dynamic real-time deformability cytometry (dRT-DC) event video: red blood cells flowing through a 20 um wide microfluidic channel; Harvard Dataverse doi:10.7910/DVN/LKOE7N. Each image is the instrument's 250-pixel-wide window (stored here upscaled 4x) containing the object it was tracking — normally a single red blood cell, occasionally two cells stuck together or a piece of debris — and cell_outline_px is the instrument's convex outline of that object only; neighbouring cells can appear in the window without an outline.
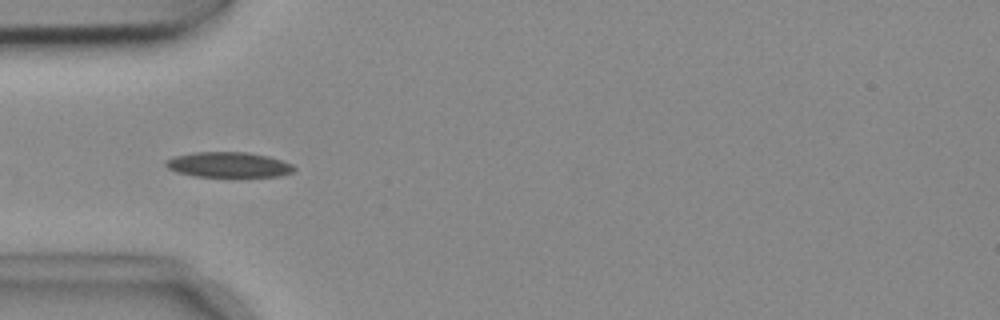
{"species": "common noctule bat (a hibernating species)", "species_latin": "Nyctalus noctula", "temperature_condition": "cold", "stored_images_in_passage": 16, "camera_frame_rate_fps": 3000, "um_per_image_px": 0.085, "animal": {"sex": "female", "body_mass_g": 18.4}, "frame": {"image": 1, "passage_image": 3, "time_ms": 0.667, "image_size_px": [1000, 320], "cell_outline_px": [[296, 168], [292, 172], [276, 176], [196, 176], [176, 172], [168, 168], [164, 164], [168, 160], [176, 156], [196, 152], [248, 152], [268, 156], [292, 164]], "centroid_in_image_um": [19.43, 13.99], "position_along_channel_um": 65.6, "area_um2": 18.55}}
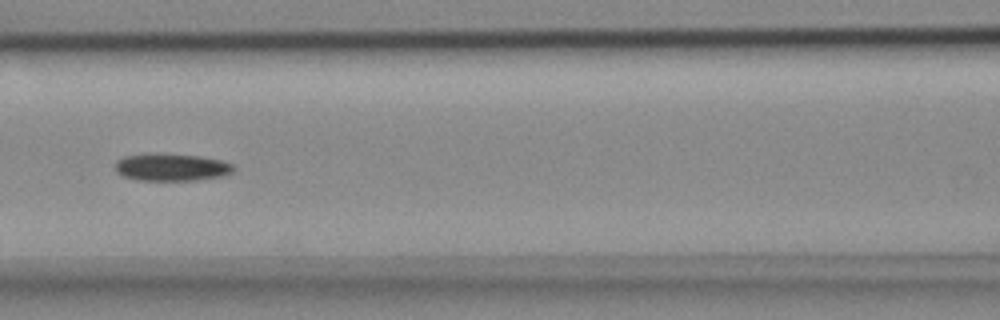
{"frame": {"image": 2, "passage_image": 10, "time_ms": 3.0, "image_size_px": [1000, 320], "cell_outline_px": [[236, 168], [232, 172], [220, 176], [196, 180], [140, 180], [124, 176], [116, 168], [116, 164], [124, 156], [148, 152], [196, 156], [220, 160], [232, 164]], "centroid_in_image_um": [14.59, 14.2], "position_along_channel_um": 152.0, "area_um2": 18.61}}